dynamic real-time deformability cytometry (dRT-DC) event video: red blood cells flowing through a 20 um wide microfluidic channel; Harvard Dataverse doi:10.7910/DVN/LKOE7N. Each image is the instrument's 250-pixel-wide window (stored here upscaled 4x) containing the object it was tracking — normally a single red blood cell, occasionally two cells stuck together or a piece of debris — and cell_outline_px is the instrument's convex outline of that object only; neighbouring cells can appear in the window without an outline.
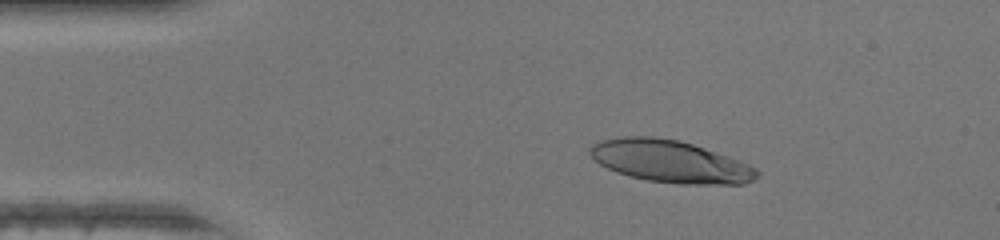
{"species": "human", "species_latin": "Homo sapiens", "temperature_condition": "warm", "stored_images_in_passage": 47, "camera_frame_rate_fps": 3000, "um_per_image_px": 0.085, "donor": {"sex": "female"}, "frame": {"image": 1, "passage_image": 8, "time_ms": 2.333, "image_size_px": [1000, 240], "cell_outline_px": [[760, 176], [744, 184], [680, 184], [648, 180], [616, 172], [600, 164], [588, 152], [588, 148], [592, 144], [600, 140], [624, 136], [652, 136], [680, 140], [704, 148], [748, 164], [756, 168], [760, 172]], "centroid_in_image_um": [56.95, 13.71], "position_along_channel_um": 28.0, "area_um2": 40.92}}
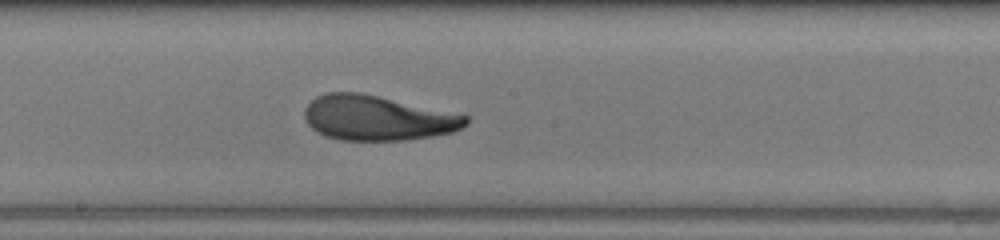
{"frame": {"image": 2, "passage_image": 25, "time_ms": 8.0, "image_size_px": [1000, 240], "cell_outline_px": [[468, 124], [452, 132], [432, 136], [404, 140], [340, 140], [324, 136], [312, 128], [308, 124], [304, 116], [304, 108], [316, 96], [328, 92], [360, 92], [468, 116]], "centroid_in_image_um": [32.03, 10.03], "position_along_channel_um": 216.2, "area_um2": 41.91}}
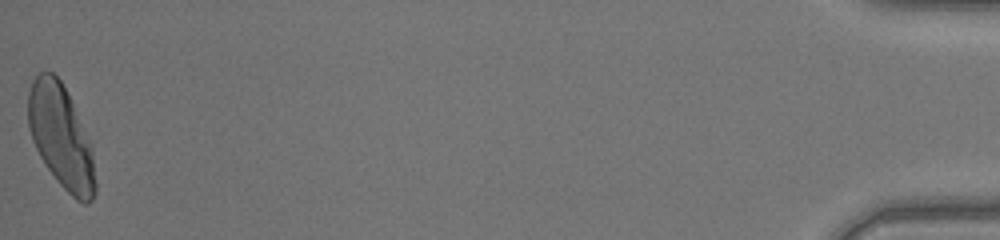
{"frame": {"image": 3, "passage_image": 47, "time_ms": 15.333, "image_size_px": [1000, 240], "cell_outline_px": [[96, 192], [92, 200], [88, 204], [84, 204], [76, 200], [56, 180], [40, 156], [32, 140], [28, 128], [28, 92], [32, 80], [40, 72], [52, 72], [60, 80], [72, 104], [92, 148], [96, 184]], "centroid_in_image_um": [5.17, 11.66], "position_along_channel_um": 430.0, "area_um2": 39.88}, "authors_computed_cell_mechanics": {"area_um2": 41.4426, "velocity_mm_per_s": 4.36, "shape_relaxation_time_tau1_ms": 5.4293, "shape_relaxation_time_tau2_ms": 1.2184, "deformation_change_tau1": 0.2454, "deformation_change_tau2": 0.0826}}